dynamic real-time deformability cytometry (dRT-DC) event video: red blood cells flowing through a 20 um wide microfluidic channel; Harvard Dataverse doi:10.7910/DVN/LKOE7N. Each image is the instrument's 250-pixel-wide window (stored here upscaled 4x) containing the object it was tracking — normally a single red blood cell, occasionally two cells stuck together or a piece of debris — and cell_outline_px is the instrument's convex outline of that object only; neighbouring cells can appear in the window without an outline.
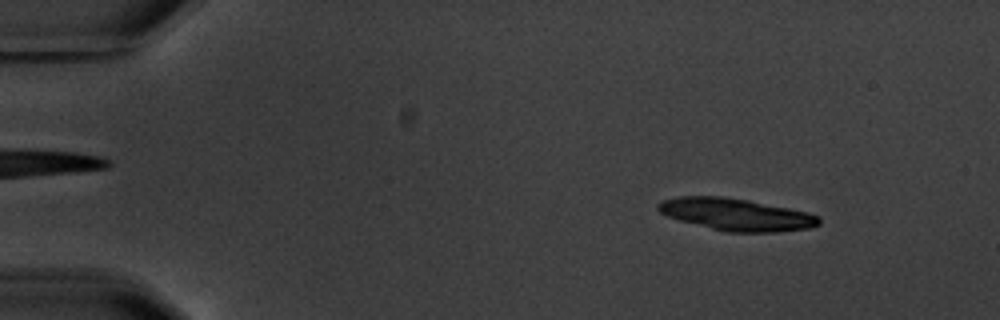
{"species": "common noctule bat (a hibernating species)", "species_latin": "Nyctalus noctula", "temperature_condition": "warm", "stored_images_in_passage": 5, "segment_of_instrument_passage": [1, 2], "camera_frame_rate_fps": 3000, "um_per_image_px": 0.085, "animal": {"sex": "male", "body_mass_g": 20.1, "forearm_length_mm": 53.5}, "frame": {"image": 1, "passage_image": 2, "time_ms": 1.0, "image_size_px": [1000, 320], "cell_outline_px": [[820, 224], [808, 228], [776, 232], [728, 232], [680, 220], [668, 216], [660, 212], [656, 208], [656, 204], [664, 200], [680, 196], [720, 196], [748, 200], [808, 212], [820, 216]], "centroid_in_image_um": [62.59, 18.22], "position_along_channel_um": 22.4, "area_um2": 29.82}}